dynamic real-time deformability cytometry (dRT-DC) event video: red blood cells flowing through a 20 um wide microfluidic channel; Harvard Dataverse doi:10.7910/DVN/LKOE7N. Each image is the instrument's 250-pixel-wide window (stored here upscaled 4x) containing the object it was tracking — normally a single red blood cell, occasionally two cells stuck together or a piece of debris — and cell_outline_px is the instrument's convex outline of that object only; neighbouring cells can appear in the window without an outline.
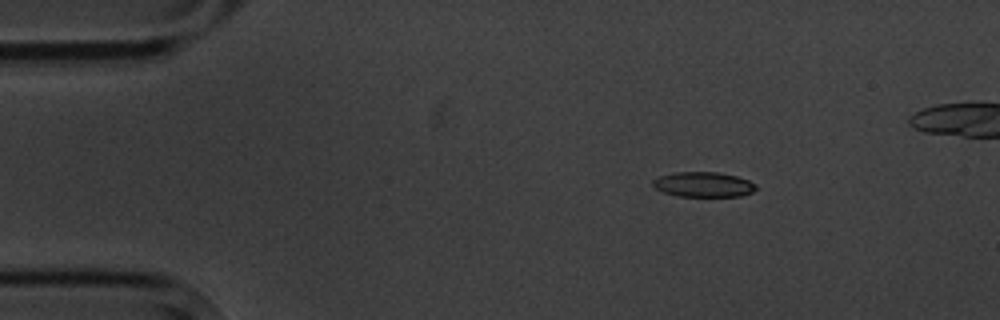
{"species": "common noctule bat (a hibernating species)", "species_latin": "Nyctalus noctula", "temperature_condition": "cold", "stored_images_in_passage": 4, "camera_frame_rate_fps": 3000, "um_per_image_px": 0.085, "animal": {"sex": "male", "body_mass_g": 20.1, "forearm_length_mm": 53.5}, "frame": {"image": 1, "passage_image": 1, "time_ms": 0.0, "image_size_px": [1000, 320], "cell_outline_px": [[756, 188], [752, 192], [740, 196], [676, 196], [664, 192], [656, 188], [652, 184], [652, 180], [660, 176], [672, 172], [716, 172], [736, 176], [748, 180], [756, 184]], "centroid_in_image_um": [59.77, 15.68], "position_along_channel_um": 25.2, "area_um2": 14.97}}